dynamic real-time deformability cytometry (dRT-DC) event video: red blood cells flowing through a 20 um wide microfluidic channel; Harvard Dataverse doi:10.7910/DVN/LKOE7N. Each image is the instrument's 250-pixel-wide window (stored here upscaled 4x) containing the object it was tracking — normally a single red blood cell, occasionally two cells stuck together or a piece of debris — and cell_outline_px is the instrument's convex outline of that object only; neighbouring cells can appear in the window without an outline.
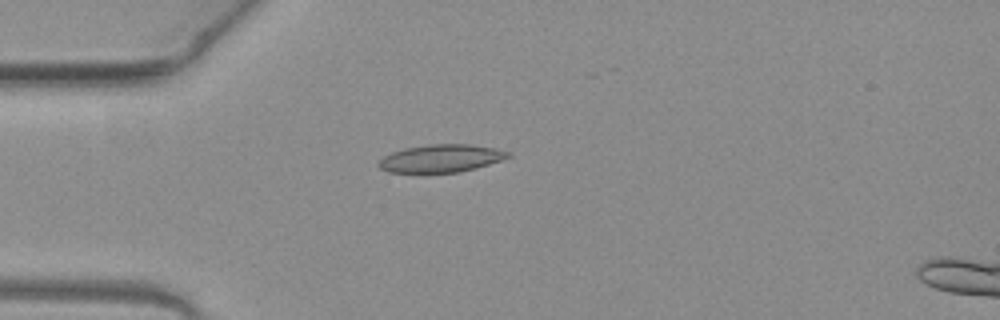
{"species": "common noctule bat (a hibernating species)", "species_latin": "Nyctalus noctula", "temperature_condition": "warm", "stored_images_in_passage": 32, "camera_frame_rate_fps": 3000, "um_per_image_px": 0.085, "animal": {"sex": "female", "body_mass_g": 19.3, "forearm_length_mm": 54.1}, "frame": {"image": 1, "passage_image": 5, "time_ms": 1.333, "image_size_px": [1000, 320], "cell_outline_px": [[512, 156], [476, 168], [456, 172], [388, 172], [380, 168], [376, 164], [384, 156], [392, 152], [404, 148], [428, 144], [468, 144], [496, 148], [512, 152]], "centroid_in_image_um": [37.49, 13.45], "position_along_channel_um": 47.5, "area_um2": 20.87}}
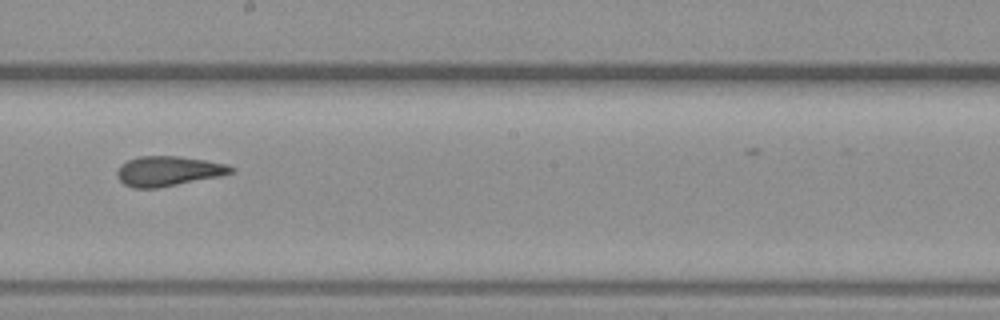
{"frame": {"image": 2, "passage_image": 20, "time_ms": 6.333, "image_size_px": [1000, 320], "cell_outline_px": [[236, 172], [220, 176], [156, 188], [132, 188], [124, 184], [116, 176], [116, 172], [120, 164], [136, 156], [180, 156], [228, 164], [236, 168]], "centroid_in_image_um": [14.3, 14.53], "position_along_channel_um": 233.9, "area_um2": 20.0}}
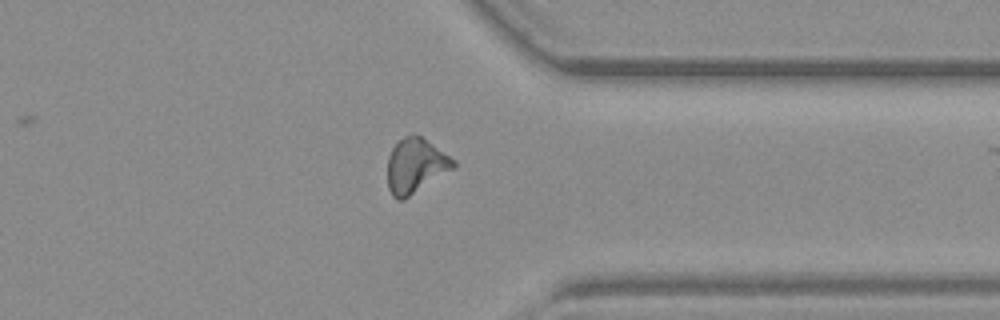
{"frame": {"image": 3, "passage_image": 31, "time_ms": 10.0, "image_size_px": [1000, 320], "cell_outline_px": [[456, 164], [452, 168], [404, 200], [396, 200], [392, 196], [388, 188], [388, 156], [392, 148], [404, 136], [420, 136], [456, 160]], "centroid_in_image_um": [35.29, 14.11], "position_along_channel_um": 376.1, "area_um2": 20.52}}